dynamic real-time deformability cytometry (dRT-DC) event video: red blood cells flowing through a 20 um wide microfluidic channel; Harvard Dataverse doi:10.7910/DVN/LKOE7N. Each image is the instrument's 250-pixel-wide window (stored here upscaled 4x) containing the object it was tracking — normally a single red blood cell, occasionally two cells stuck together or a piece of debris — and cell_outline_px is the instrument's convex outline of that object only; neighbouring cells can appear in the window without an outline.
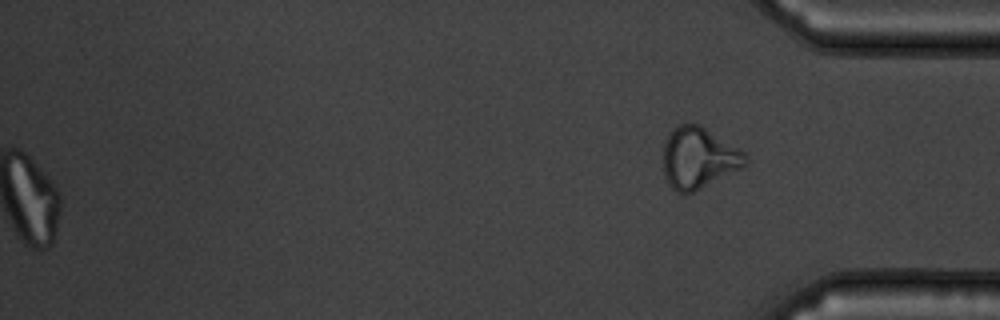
{"species": "common noctule bat (a hibernating species)", "species_latin": "Nyctalus noctula", "temperature_condition": "warm", "stored_images_in_passage": 56, "camera_frame_rate_fps": 3000, "um_per_image_px": 0.085, "animal": {"sex": "male", "body_mass_g": 19.5, "forearm_length_mm": 54.6}, "frame": {"image": 1, "passage_image": 56, "time_ms": 18.333, "image_size_px": [1000, 320], "cell_outline_px": [[748, 164], [684, 196], [676, 192], [668, 184], [664, 176], [664, 144], [668, 136], [680, 124], [700, 124], [744, 152], [748, 156]], "centroid_in_image_um": [59.37, 13.45], "position_along_channel_um": 375.8, "area_um2": 28.96}}